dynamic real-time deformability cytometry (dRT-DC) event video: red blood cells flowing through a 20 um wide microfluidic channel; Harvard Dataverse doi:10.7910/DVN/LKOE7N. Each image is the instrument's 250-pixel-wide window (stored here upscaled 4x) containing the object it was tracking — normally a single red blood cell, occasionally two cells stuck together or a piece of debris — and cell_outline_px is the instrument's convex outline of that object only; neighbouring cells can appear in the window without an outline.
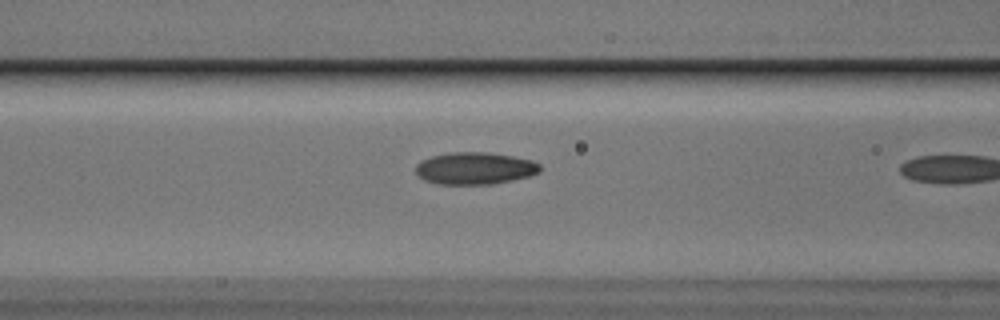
{"species": "Egyptian fruit bat (a non-hibernating species)", "species_latin": "Rousettus aegyptiacus", "temperature_condition": "cold", "stored_images_in_passage": 10, "camera_frame_rate_fps": 3000, "um_per_image_px": 0.085, "animal": {"sex": "male"}, "frame": {"image": 1, "passage_image": 9, "time_ms": 2.667, "image_size_px": [1000, 320], "cell_outline_px": [[540, 172], [528, 176], [512, 180], [492, 184], [440, 184], [424, 180], [416, 172], [416, 164], [420, 160], [432, 156], [448, 152], [484, 152], [512, 156], [532, 160], [540, 164]], "centroid_in_image_um": [40.35, 14.3], "position_along_channel_um": 126.3, "area_um2": 23.24}}